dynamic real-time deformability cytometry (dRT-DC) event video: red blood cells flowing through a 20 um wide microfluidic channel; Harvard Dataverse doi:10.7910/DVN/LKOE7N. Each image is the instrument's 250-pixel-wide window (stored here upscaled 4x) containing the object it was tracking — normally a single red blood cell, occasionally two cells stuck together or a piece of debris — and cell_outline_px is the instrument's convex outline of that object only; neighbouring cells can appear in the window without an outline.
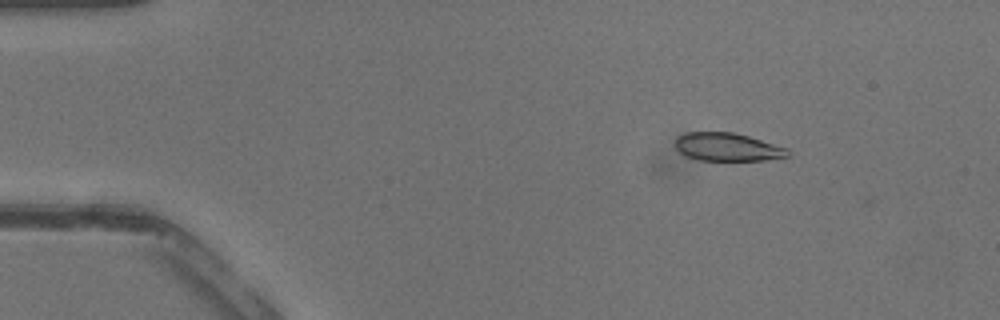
{"species": "common noctule bat (a hibernating species)", "species_latin": "Nyctalus noctula", "temperature_condition": "warm", "stored_images_in_passage": 40, "camera_frame_rate_fps": 3000, "um_per_image_px": 0.085, "animal": {"sex": "male", "body_mass_g": 13.3}, "frame": {"image": 1, "passage_image": 5, "time_ms": 1.333, "image_size_px": [1000, 320], "cell_outline_px": [[788, 156], [764, 160], [700, 160], [684, 156], [676, 148], [676, 136], [688, 132], [732, 132], [748, 136], [788, 148]], "centroid_in_image_um": [61.8, 12.49], "position_along_channel_um": 23.2, "area_um2": 18.32}}
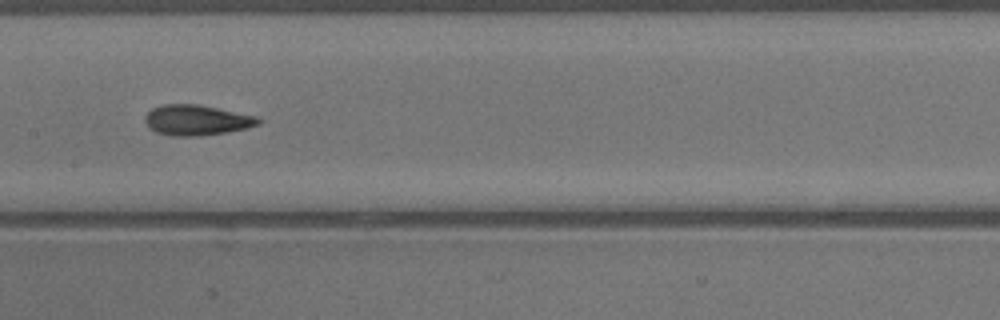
{"frame": {"image": 2, "passage_image": 20, "time_ms": 6.333, "image_size_px": [1000, 320], "cell_outline_px": [[260, 124], [244, 128], [224, 132], [196, 136], [172, 136], [156, 132], [148, 128], [144, 120], [144, 116], [152, 108], [164, 104], [196, 104], [260, 116]], "centroid_in_image_um": [16.69, 10.2], "position_along_channel_um": 190.7, "area_um2": 20.06}}
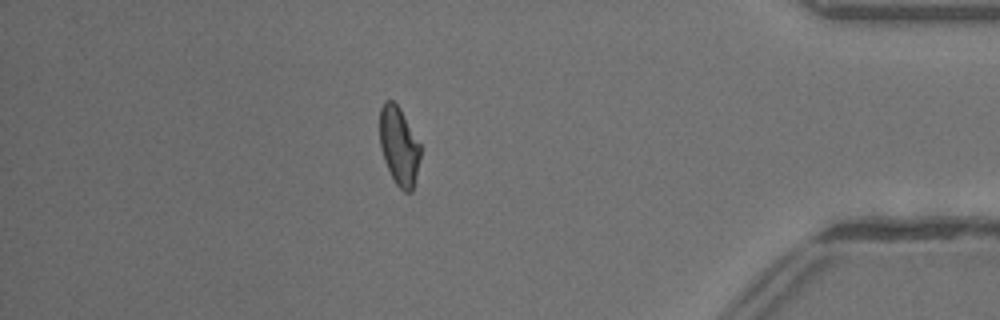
{"frame": {"image": 3, "passage_image": 35, "time_ms": 11.333, "image_size_px": [1000, 320], "cell_outline_px": [[420, 156], [412, 192], [404, 192], [396, 184], [384, 160], [380, 148], [380, 108], [384, 100], [392, 100], [400, 108], [420, 144]], "centroid_in_image_um": [33.9, 12.39], "position_along_channel_um": 401.3, "area_um2": 18.38}}